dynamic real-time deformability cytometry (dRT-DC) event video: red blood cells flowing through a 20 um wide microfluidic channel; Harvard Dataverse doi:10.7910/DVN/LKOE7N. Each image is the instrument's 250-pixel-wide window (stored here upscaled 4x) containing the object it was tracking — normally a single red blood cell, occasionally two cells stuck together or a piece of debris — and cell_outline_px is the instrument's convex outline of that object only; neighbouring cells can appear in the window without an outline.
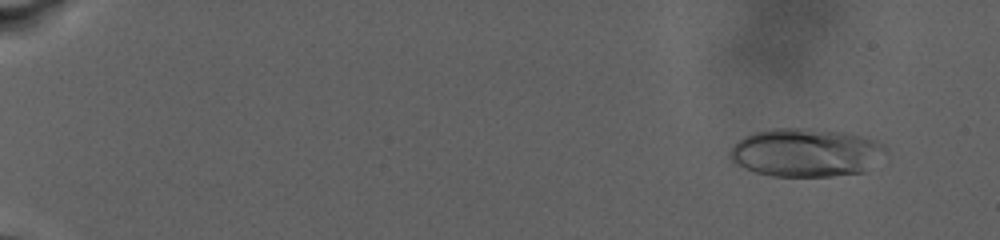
{"species": "human", "species_latin": "Homo sapiens", "temperature_condition": "warm", "stored_images_in_passage": 44, "camera_frame_rate_fps": 3000, "um_per_image_px": 0.085, "donor": {"sex": "male"}, "frame": {"image": 1, "passage_image": 8, "time_ms": 2.333, "image_size_px": [1000, 240], "cell_outline_px": [[888, 152], [864, 172], [832, 176], [772, 176], [756, 172], [744, 168], [736, 164], [732, 160], [732, 148], [744, 136], [752, 132], [772, 128], [808, 128], [848, 132], [876, 140], [884, 144], [888, 148]], "centroid_in_image_um": [68.57, 12.95], "position_along_channel_um": 16.4, "area_um2": 44.1}}
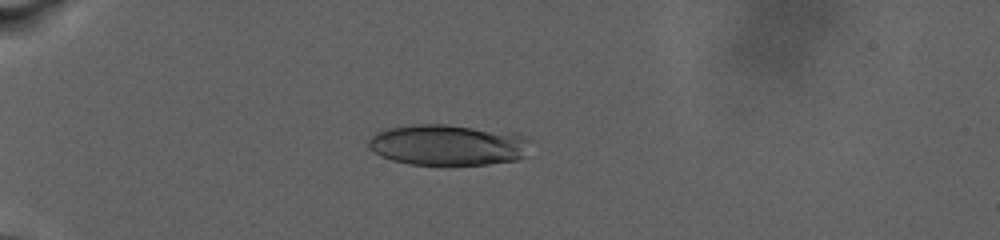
{"frame": {"image": 2, "passage_image": 32, "time_ms": 8.667, "image_size_px": [1000, 240], "cell_outline_px": [[532, 140], [524, 156], [516, 160], [488, 164], [452, 168], [444, 168], [408, 164], [392, 160], [380, 156], [368, 148], [368, 140], [376, 132], [388, 128], [412, 124], [444, 124], [512, 132], [528, 136]], "centroid_in_image_um": [38.08, 12.36], "position_along_channel_um": 46.9, "area_um2": 40.11}}